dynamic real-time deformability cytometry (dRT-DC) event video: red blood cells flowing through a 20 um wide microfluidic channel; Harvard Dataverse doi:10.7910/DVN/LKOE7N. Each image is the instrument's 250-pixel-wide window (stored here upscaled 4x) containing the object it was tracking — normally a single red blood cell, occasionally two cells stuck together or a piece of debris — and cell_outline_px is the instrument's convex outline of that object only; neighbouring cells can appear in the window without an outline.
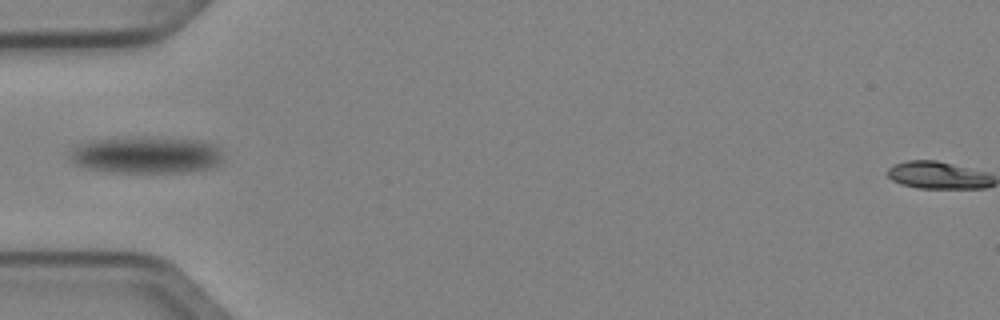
{"species": "Egyptian fruit bat (a non-hibernating species)", "species_latin": "Rousettus aegyptiacus", "temperature_condition": "cold", "stored_images_in_passage": 43, "segment_of_instrument_passage": [1, 2], "camera_frame_rate_fps": 3000, "um_per_image_px": 0.085, "animal": {"sex": "female"}, "frame": {"image": 1, "passage_image": 1, "time_ms": 0.0, "image_size_px": [1000, 320], "cell_outline_px": [[224, 160], [220, 164], [212, 168], [192, 172], [104, 172], [80, 168], [68, 160], [68, 152], [76, 144], [88, 140], [124, 136], [144, 136], [200, 140], [212, 144], [220, 148], [224, 156]], "centroid_in_image_um": [12.36, 13.16], "position_along_channel_um": 72.6, "area_um2": 34.51}}
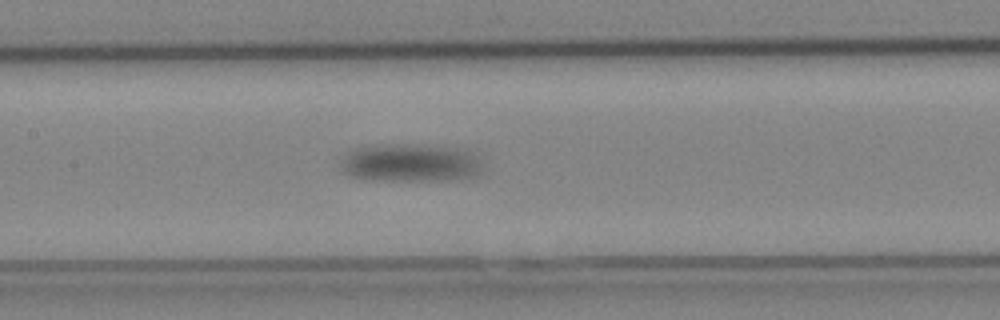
{"frame": {"image": 2, "passage_image": 10, "time_ms": 3.0, "image_size_px": [1000, 320], "cell_outline_px": [[488, 168], [480, 176], [448, 180], [384, 180], [352, 176], [340, 172], [340, 160], [352, 148], [372, 144], [416, 144], [468, 148], [476, 152], [480, 156]], "centroid_in_image_um": [35.03, 13.81], "position_along_channel_um": 172.4, "area_um2": 33.0}}
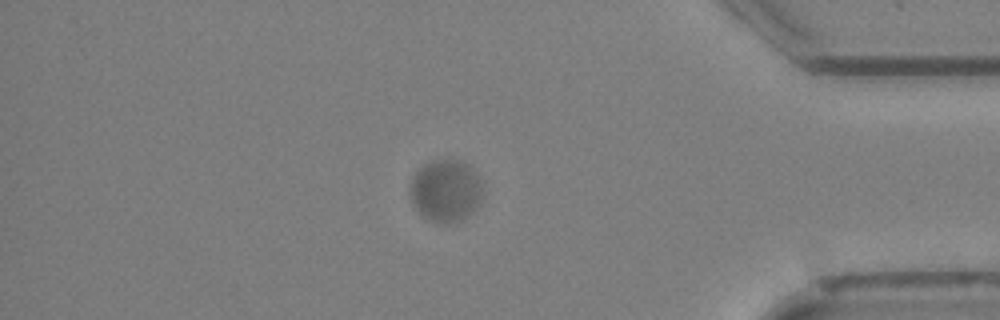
{"frame": {"image": 3, "passage_image": 33, "time_ms": 10.667, "image_size_px": [1000, 320], "cell_outline_px": [[484, 180], [480, 204], [476, 208], [460, 220], [444, 224], [432, 220], [424, 216], [412, 204], [408, 192], [408, 188], [412, 176], [424, 164], [432, 160], [460, 160], [468, 164]], "centroid_in_image_um": [37.89, 16.18], "position_along_channel_um": 397.3, "area_um2": 26.7}}